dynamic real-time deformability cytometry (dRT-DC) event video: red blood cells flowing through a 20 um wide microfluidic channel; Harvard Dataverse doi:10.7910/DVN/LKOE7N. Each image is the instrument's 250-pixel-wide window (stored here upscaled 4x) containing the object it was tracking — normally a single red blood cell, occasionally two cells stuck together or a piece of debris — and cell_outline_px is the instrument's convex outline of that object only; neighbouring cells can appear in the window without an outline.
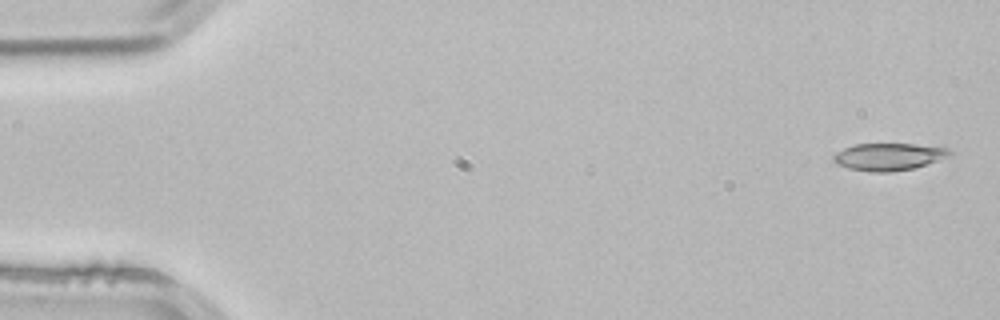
{"species": "common noctule bat (a hibernating species)", "species_latin": "Nyctalus noctula", "temperature_condition": "room temperature", "stored_images_in_passage": 4, "camera_frame_rate_fps": 3000, "um_per_image_px": 0.085, "animal": {"sex": "male", "body_mass_g": 21.5, "forearm_length_mm": 52.0}, "frame": {"image": 1, "passage_image": 1, "time_ms": 0.0, "image_size_px": [1000, 320], "cell_outline_px": [[952, 156], [912, 168], [888, 172], [868, 172], [848, 168], [836, 164], [832, 160], [832, 156], [836, 152], [844, 148], [856, 144], [916, 144], [948, 148], [952, 152]], "centroid_in_image_um": [75.52, 13.32], "position_along_channel_um": 9.5, "area_um2": 18.5}}
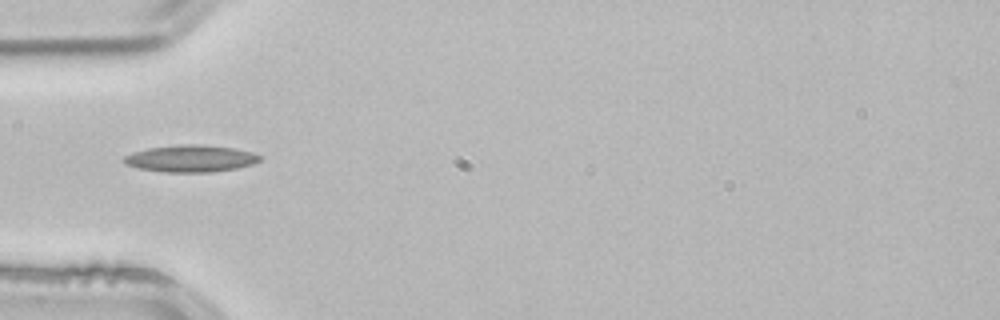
{"frame": {"image": 2, "passage_image": 4, "time_ms": 1.0, "image_size_px": [1000, 320], "cell_outline_px": [[260, 160], [252, 164], [236, 168], [212, 172], [164, 172], [140, 168], [124, 164], [124, 156], [132, 152], [148, 148], [180, 144], [204, 144], [232, 148], [252, 152], [260, 156]], "centroid_in_image_um": [16.19, 13.47], "position_along_channel_um": 68.8, "area_um2": 21.27}}